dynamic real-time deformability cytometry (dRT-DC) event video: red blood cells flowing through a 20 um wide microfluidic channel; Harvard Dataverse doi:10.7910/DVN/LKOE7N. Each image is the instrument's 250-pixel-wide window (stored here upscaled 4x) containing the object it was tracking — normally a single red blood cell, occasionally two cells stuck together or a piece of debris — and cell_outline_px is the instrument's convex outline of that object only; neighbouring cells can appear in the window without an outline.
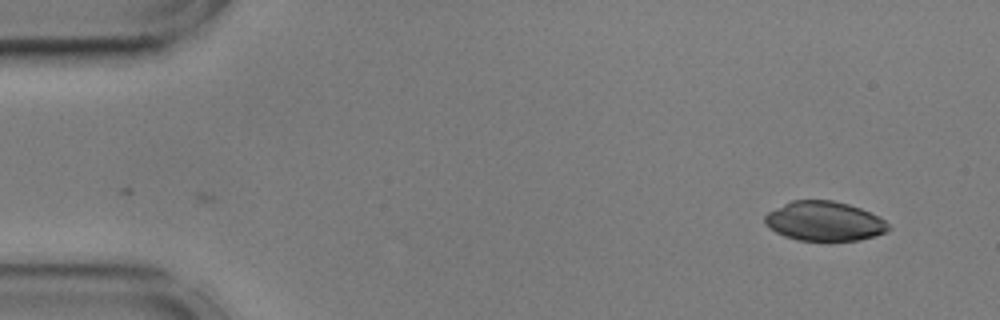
{"species": "common noctule bat (a hibernating species)", "species_latin": "Nyctalus noctula", "temperature_condition": "cold", "stored_images_in_passage": 5, "camera_frame_rate_fps": 3000, "um_per_image_px": 0.085, "animal": {"sex": "male", "body_mass_g": 17.9, "forearm_length_mm": 54.2}, "frame": {"image": 1, "passage_image": 5, "time_ms": 1.333, "image_size_px": [1000, 320], "cell_outline_px": [[892, 228], [876, 236], [860, 240], [828, 244], [796, 240], [784, 236], [768, 228], [764, 224], [764, 216], [768, 212], [792, 200], [832, 200], [848, 204], [860, 208], [880, 216]], "centroid_in_image_um": [70.07, 18.85], "position_along_channel_um": 14.9, "area_um2": 29.42}}